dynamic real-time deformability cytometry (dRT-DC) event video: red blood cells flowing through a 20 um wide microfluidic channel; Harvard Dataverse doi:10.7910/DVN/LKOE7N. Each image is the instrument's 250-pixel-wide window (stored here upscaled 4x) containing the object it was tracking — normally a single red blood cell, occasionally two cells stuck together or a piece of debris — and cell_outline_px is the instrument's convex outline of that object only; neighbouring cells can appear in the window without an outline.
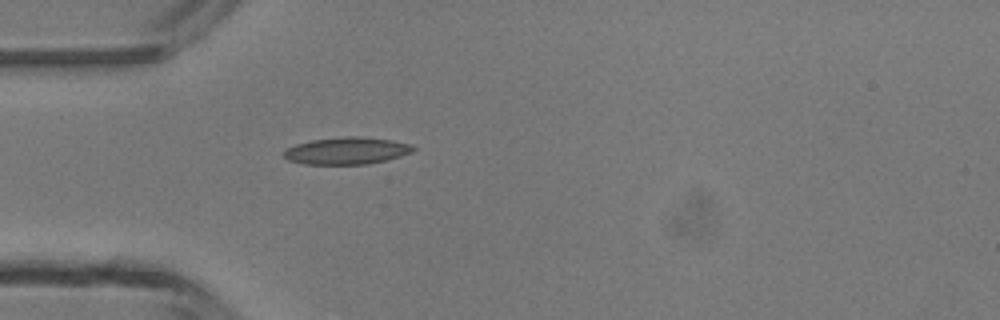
{"species": "common noctule bat (a hibernating species)", "species_latin": "Nyctalus noctula", "temperature_condition": "room temperature", "stored_images_in_passage": 1, "camera_frame_rate_fps": 3000, "um_per_image_px": 0.085, "animal": {"sex": "male", "body_mass_g": 13.3}, "frame": {"image": 1, "passage_image": 1, "time_ms": 0.0, "image_size_px": [1000, 320], "cell_outline_px": [[416, 148], [412, 152], [400, 156], [368, 164], [304, 164], [288, 160], [280, 152], [284, 148], [296, 144], [312, 140], [344, 136], [360, 136], [392, 140], [412, 144]], "centroid_in_image_um": [29.43, 12.81], "position_along_channel_um": 55.6, "area_um2": 20.58}}